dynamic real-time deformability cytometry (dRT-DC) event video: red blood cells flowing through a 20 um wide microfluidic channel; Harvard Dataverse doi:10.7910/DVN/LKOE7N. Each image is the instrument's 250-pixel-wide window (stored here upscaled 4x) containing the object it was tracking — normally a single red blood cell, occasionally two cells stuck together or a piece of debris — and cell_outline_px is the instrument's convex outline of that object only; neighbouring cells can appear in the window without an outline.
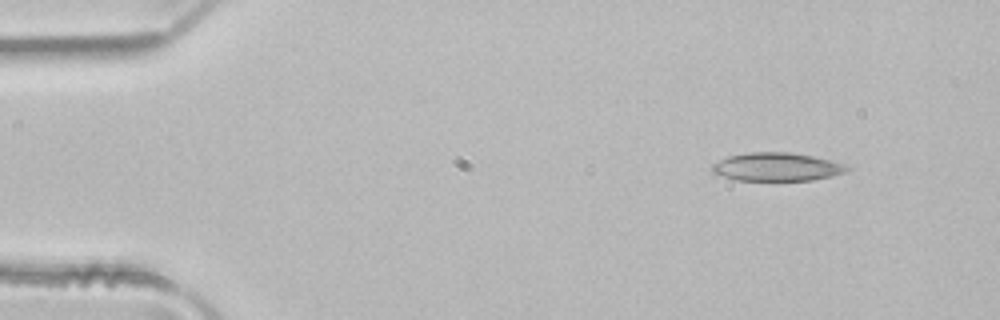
{"species": "common noctule bat (a hibernating species)", "species_latin": "Nyctalus noctula", "temperature_condition": "room temperature", "stored_images_in_passage": 3, "camera_frame_rate_fps": 3000, "um_per_image_px": 0.085, "animal": {"sex": "male", "body_mass_g": 21.5, "forearm_length_mm": 52.0}, "frame": {"image": 1, "passage_image": 1, "time_ms": 0.0, "image_size_px": [1000, 320], "cell_outline_px": [[852, 168], [844, 172], [832, 176], [812, 180], [736, 180], [712, 172], [712, 164], [728, 156], [748, 152], [788, 152], [812, 156], [848, 164]], "centroid_in_image_um": [66.06, 14.18], "position_along_channel_um": 18.9, "area_um2": 22.2}}
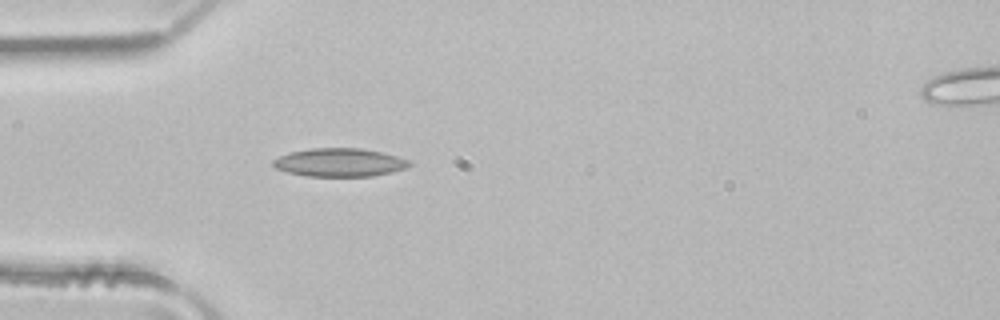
{"frame": {"image": 2, "passage_image": 3, "time_ms": 0.667, "image_size_px": [1000, 320], "cell_outline_px": [[412, 164], [404, 168], [392, 172], [372, 176], [304, 176], [288, 172], [276, 168], [272, 164], [272, 160], [288, 152], [312, 148], [360, 148], [380, 152], [396, 156], [408, 160]], "centroid_in_image_um": [28.82, 13.81], "position_along_channel_um": 56.2, "area_um2": 22.37}}